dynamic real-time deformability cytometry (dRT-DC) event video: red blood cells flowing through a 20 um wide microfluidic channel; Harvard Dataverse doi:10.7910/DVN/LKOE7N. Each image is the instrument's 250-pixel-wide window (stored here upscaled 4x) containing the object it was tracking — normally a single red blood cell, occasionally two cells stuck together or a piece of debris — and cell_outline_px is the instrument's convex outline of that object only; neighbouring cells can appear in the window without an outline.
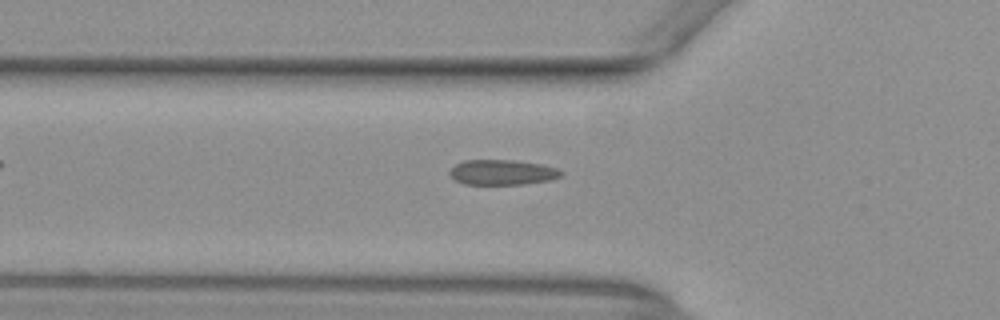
{"species": "common noctule bat (a hibernating species)", "species_latin": "Nyctalus noctula", "temperature_condition": "warm", "stored_images_in_passage": 50, "camera_frame_rate_fps": 3000, "um_per_image_px": 0.085, "animal": {"sex": "female", "body_mass_g": 29.2, "forearm_length_mm": 56.3}, "frame": {"image": 1, "passage_image": 18, "time_ms": 5.667, "image_size_px": [1000, 320], "cell_outline_px": [[564, 172], [560, 176], [548, 180], [524, 184], [464, 184], [456, 180], [448, 172], [456, 164], [464, 160], [512, 160], [540, 164], [556, 168]], "centroid_in_image_um": [42.68, 14.64], "position_along_channel_um": 83.1, "area_um2": 16.13}}
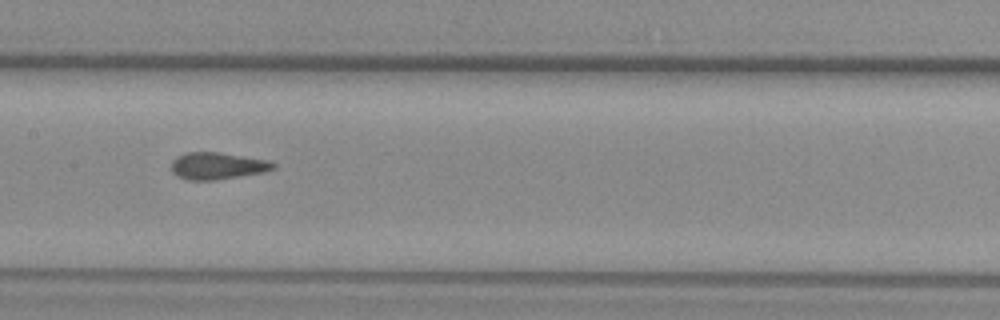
{"frame": {"image": 2, "passage_image": 26, "time_ms": 8.333, "image_size_px": [1000, 320], "cell_outline_px": [[276, 168], [264, 172], [216, 180], [188, 180], [176, 176], [172, 172], [172, 160], [176, 156], [184, 152], [220, 152], [268, 160], [276, 164]], "centroid_in_image_um": [18.46, 14.09], "position_along_channel_um": 188.9, "area_um2": 16.18}}
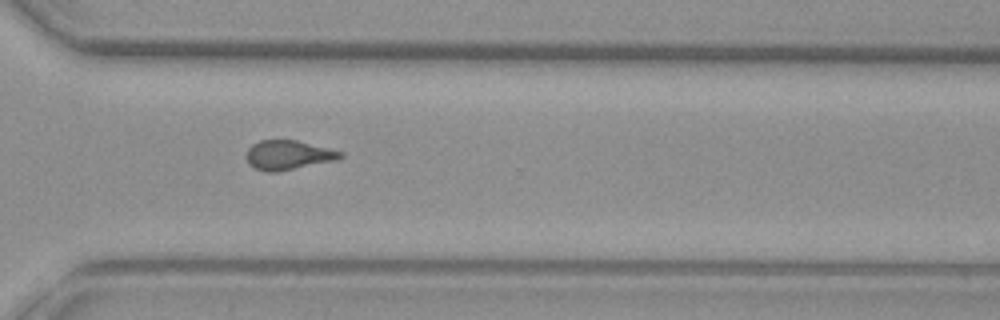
{"frame": {"image": 3, "passage_image": 38, "time_ms": 12.333, "image_size_px": [1000, 320], "cell_outline_px": [[344, 156], [336, 160], [276, 172], [268, 172], [256, 168], [248, 164], [248, 148], [252, 144], [260, 140], [296, 140], [344, 152]], "centroid_in_image_um": [24.52, 13.17], "position_along_channel_um": 346.1, "area_um2": 15.9}, "authors_computed_cell_mechanics": {"area_um2": 16.3863, "velocity_mm_per_s": 3.9438, "shape_relaxation_time_tau1_ms": null, "shape_relaxation_time_tau2_ms": 1.4367, "deformation_change_tau1": null, "deformation_change_tau2": 0.0685}}